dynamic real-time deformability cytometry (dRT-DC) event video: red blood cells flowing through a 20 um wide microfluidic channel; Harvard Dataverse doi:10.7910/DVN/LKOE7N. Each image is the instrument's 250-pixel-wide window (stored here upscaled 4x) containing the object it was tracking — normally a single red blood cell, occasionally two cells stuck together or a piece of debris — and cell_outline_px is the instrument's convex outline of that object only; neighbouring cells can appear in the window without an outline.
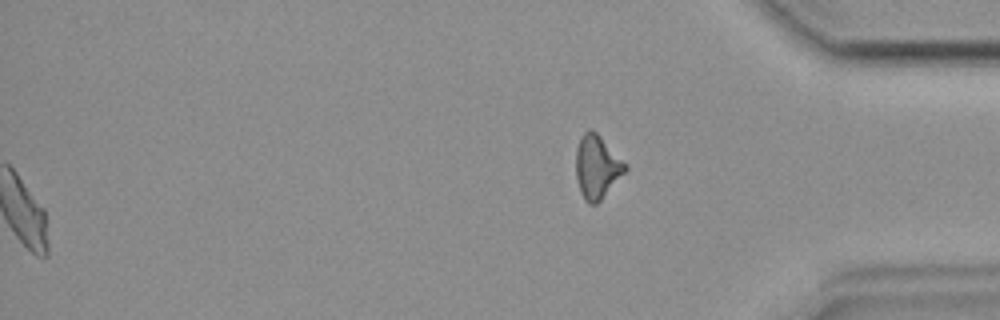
{"species": "common noctule bat (a hibernating species)", "species_latin": "Nyctalus noctula", "temperature_condition": "room temperature", "stored_images_in_passage": 39, "segment_of_instrument_passage": [2, 2], "camera_frame_rate_fps": 3000, "um_per_image_px": 0.085, "animal": {"sex": "female", "body_mass_g": 19.9}, "frame": {"image": 1, "passage_image": 39, "time_ms": 12.667, "image_size_px": [1000, 320], "cell_outline_px": [[628, 168], [600, 200], [596, 204], [588, 204], [584, 200], [580, 192], [576, 180], [576, 148], [580, 136], [588, 128], [592, 128], [628, 164]], "centroid_in_image_um": [50.72, 14.16], "position_along_channel_um": 384.5, "area_um2": 18.32}}